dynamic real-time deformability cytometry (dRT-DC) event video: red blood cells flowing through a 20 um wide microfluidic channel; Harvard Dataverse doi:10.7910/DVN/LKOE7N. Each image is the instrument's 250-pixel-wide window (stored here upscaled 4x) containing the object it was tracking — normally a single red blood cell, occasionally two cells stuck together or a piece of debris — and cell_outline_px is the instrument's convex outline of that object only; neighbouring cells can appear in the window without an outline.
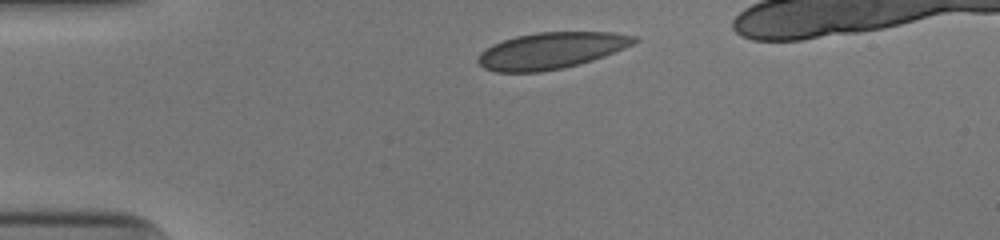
{"species": "human", "species_latin": "Homo sapiens", "temperature_condition": "cold", "stored_images_in_passage": 32, "camera_frame_rate_fps": 3000, "um_per_image_px": 0.085, "donor": {"sex": "male"}, "frame": {"image": 1, "passage_image": 1, "time_ms": 0.0, "image_size_px": [1000, 240], "cell_outline_px": [[640, 40], [624, 48], [604, 56], [592, 60], [564, 68], [540, 72], [496, 72], [484, 68], [476, 60], [480, 52], [492, 44], [516, 36], [536, 32], [612, 32], [636, 36]], "centroid_in_image_um": [46.83, 4.3], "position_along_channel_um": 38.2, "area_um2": 33.18}}
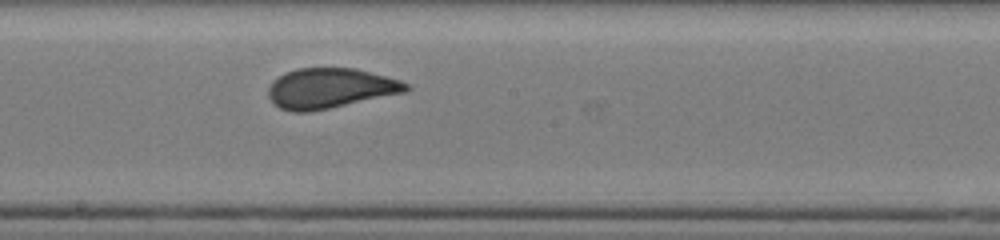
{"frame": {"image": 2, "passage_image": 18, "time_ms": 5.667, "image_size_px": [1000, 240], "cell_outline_px": [[412, 88], [408, 92], [312, 112], [292, 112], [280, 108], [268, 96], [268, 88], [280, 76], [296, 68], [356, 68], [400, 80], [408, 84]], "centroid_in_image_um": [28.12, 7.51], "position_along_channel_um": 220.1, "area_um2": 32.25}}
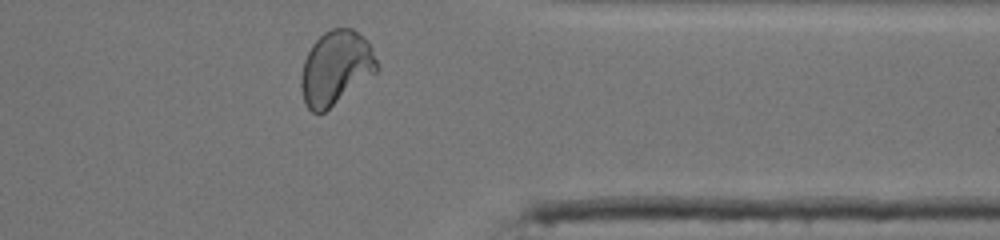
{"frame": {"image": 3, "passage_image": 31, "time_ms": 10.0, "image_size_px": [1000, 240], "cell_outline_px": [[380, 68], [376, 72], [324, 112], [312, 112], [304, 104], [300, 84], [300, 76], [304, 60], [312, 44], [324, 32], [332, 28], [352, 28], [364, 36], [368, 40], [372, 48]], "centroid_in_image_um": [28.54, 5.75], "position_along_channel_um": 382.9, "area_um2": 32.71}, "authors_computed_cell_mechanics": {"area_um2": 32.3391, "velocity_mm_per_s": 3.9343, "shape_relaxation_time_tau1_ms": 6.7572, "shape_relaxation_time_tau2_ms": null, "deformation_change_tau1": 0.1713, "deformation_change_tau2": null}}